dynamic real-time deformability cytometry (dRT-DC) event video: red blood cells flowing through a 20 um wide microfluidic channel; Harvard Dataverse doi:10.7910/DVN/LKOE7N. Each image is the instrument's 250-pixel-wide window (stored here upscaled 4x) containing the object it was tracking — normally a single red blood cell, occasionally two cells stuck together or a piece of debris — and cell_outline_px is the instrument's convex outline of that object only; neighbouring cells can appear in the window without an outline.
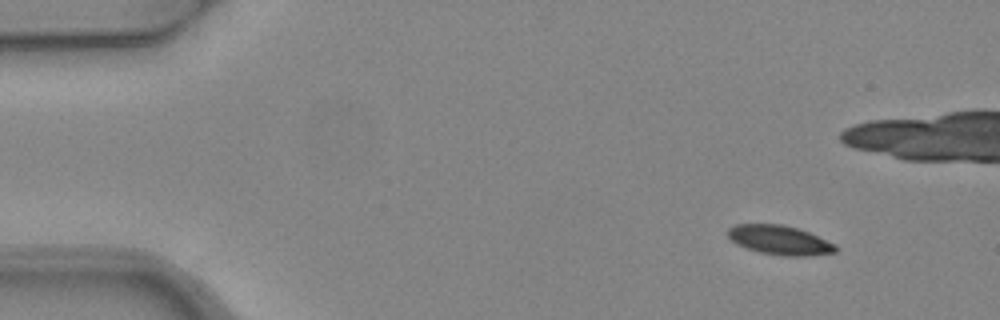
{"species": "common noctule bat (a hibernating species)", "species_latin": "Nyctalus noctula", "temperature_condition": "warm", "stored_images_in_passage": 5, "camera_frame_rate_fps": 3000, "um_per_image_px": 0.085, "animal": {"sex": "female", "body_mass_g": 24.6, "forearm_length_mm": 56.2}, "frame": {"image": 1, "passage_image": 1, "time_ms": 0.0, "image_size_px": [1000, 320], "cell_outline_px": [[836, 252], [812, 256], [784, 256], [760, 252], [736, 244], [728, 236], [728, 228], [736, 224], [780, 224], [796, 228], [808, 232], [836, 244]], "centroid_in_image_um": [66.28, 20.41], "position_along_channel_um": 18.7, "area_um2": 18.26}}
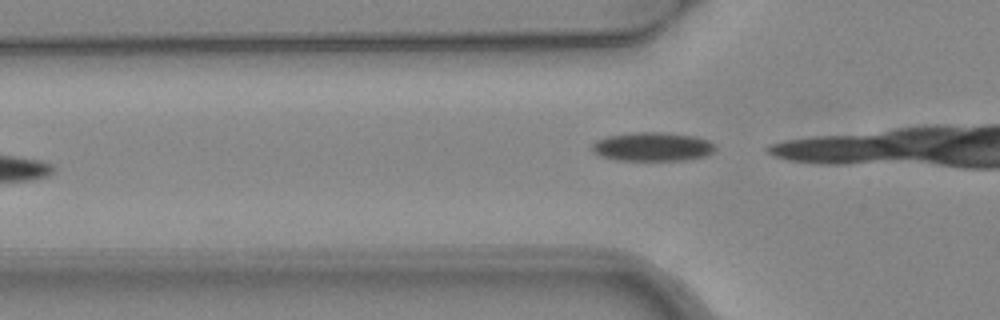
{"frame": {"image": 2, "passage_image": 5, "time_ms": 1.333, "image_size_px": [1000, 320], "cell_outline_px": [[716, 148], [712, 152], [704, 156], [684, 160], [616, 160], [600, 156], [592, 152], [592, 144], [596, 140], [608, 136], [632, 132], [664, 132], [696, 136], [708, 140], [716, 144]], "centroid_in_image_um": [55.46, 12.46], "position_along_channel_um": 70.3, "area_um2": 20.87}}